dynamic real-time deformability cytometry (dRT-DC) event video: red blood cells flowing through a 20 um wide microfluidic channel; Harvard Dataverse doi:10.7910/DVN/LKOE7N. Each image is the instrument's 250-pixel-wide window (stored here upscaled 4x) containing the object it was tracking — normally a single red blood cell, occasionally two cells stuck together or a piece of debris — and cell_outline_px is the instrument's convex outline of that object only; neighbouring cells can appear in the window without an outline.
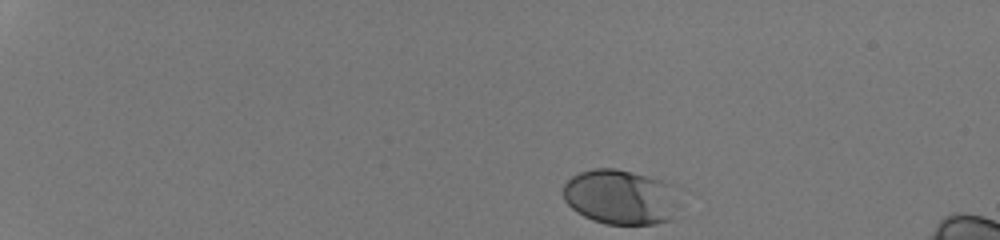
{"species": "human", "species_latin": "Homo sapiens", "temperature_condition": "room temperature", "stored_images_in_passage": 37, "camera_frame_rate_fps": 3000, "um_per_image_px": 0.085, "donor": {"sex": "male"}, "frame": {"image": 1, "passage_image": 1, "time_ms": 0.0, "image_size_px": [1000, 240], "cell_outline_px": [[672, 184], [668, 220], [652, 224], [608, 224], [592, 220], [576, 212], [564, 200], [564, 184], [572, 176], [580, 172], [592, 168], [616, 168], [664, 180]], "centroid_in_image_um": [52.58, 16.71], "position_along_channel_um": 32.4, "area_um2": 36.01}}
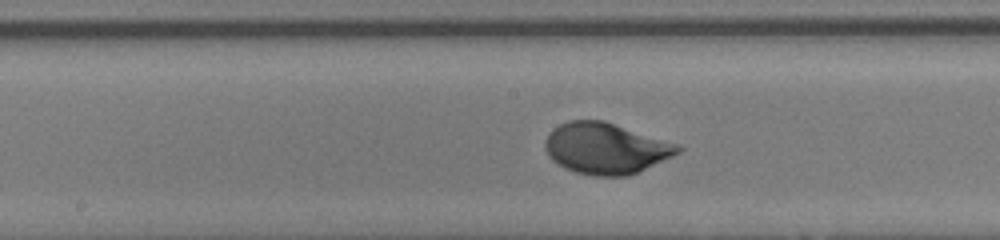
{"frame": {"image": 2, "passage_image": 22, "time_ms": 7.0, "image_size_px": [1000, 240], "cell_outline_px": [[684, 148], [680, 152], [672, 156], [628, 176], [592, 176], [576, 172], [564, 168], [556, 164], [548, 156], [544, 148], [544, 140], [548, 132], [552, 128], [568, 120], [604, 120], [680, 144]], "centroid_in_image_um": [51.46, 12.6], "position_along_channel_um": 196.7, "area_um2": 39.94}}
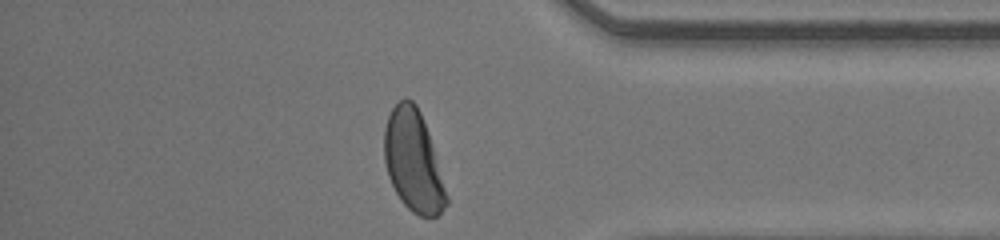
{"frame": {"image": 3, "passage_image": 37, "time_ms": 12.0, "image_size_px": [1000, 240], "cell_outline_px": [[448, 204], [436, 216], [420, 216], [412, 212], [400, 200], [388, 176], [384, 160], [384, 128], [388, 116], [392, 108], [400, 100], [408, 96], [416, 104], [420, 112], [428, 132], [448, 196]], "centroid_in_image_um": [35.11, 13.68], "position_along_channel_um": 400.1, "area_um2": 36.47}, "authors_computed_cell_mechanics": {"area_um2": 37.3388, "velocity_mm_per_s": 4.2147, "shape_relaxation_time_tau1_ms": 2.3618, "shape_relaxation_time_tau2_ms": null, "deformation_change_tau1": 0.1529, "deformation_change_tau2": null}}